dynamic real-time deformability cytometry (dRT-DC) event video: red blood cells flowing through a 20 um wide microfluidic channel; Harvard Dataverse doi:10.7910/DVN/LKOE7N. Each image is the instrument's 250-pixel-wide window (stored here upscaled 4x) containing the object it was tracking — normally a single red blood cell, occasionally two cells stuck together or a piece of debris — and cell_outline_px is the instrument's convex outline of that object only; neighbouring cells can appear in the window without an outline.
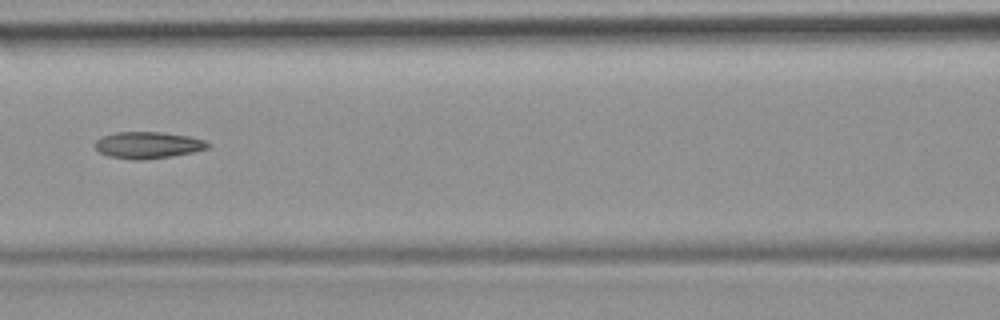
{"species": "common noctule bat (a hibernating species)", "species_latin": "Nyctalus noctula", "temperature_condition": "room temperature", "stored_images_in_passage": 5, "camera_frame_rate_fps": 3000, "um_per_image_px": 0.085, "animal": {"sex": "female", "body_mass_g": 19.9}, "frame": {"image": 1, "passage_image": 4, "time_ms": 4.333, "image_size_px": [1000, 320], "cell_outline_px": [[212, 144], [208, 148], [192, 152], [172, 156], [144, 160], [132, 160], [108, 156], [100, 152], [96, 148], [96, 140], [104, 136], [116, 132], [160, 132], [188, 136], [204, 140]], "centroid_in_image_um": [12.59, 12.34], "position_along_channel_um": 154.0, "area_um2": 17.46}}
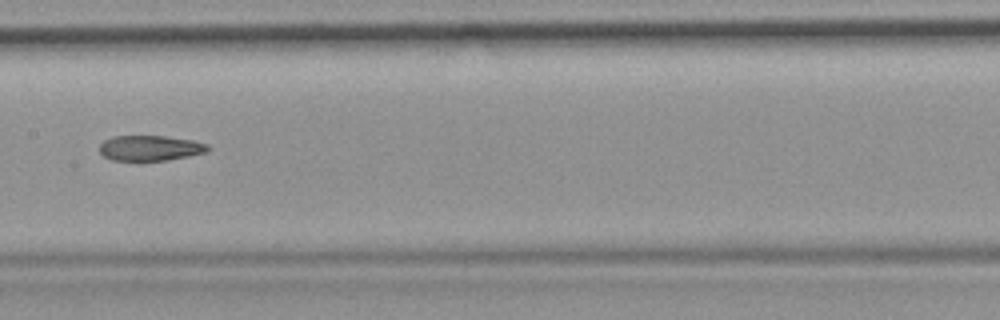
{"frame": {"image": 2, "passage_image": 5, "time_ms": 5.333, "image_size_px": [1000, 320], "cell_outline_px": [[212, 148], [208, 152], [168, 160], [112, 160], [104, 156], [100, 152], [100, 144], [104, 140], [112, 136], [164, 136], [192, 140], [208, 144]], "centroid_in_image_um": [12.79, 12.58], "position_along_channel_um": 194.6, "area_um2": 16.01}}